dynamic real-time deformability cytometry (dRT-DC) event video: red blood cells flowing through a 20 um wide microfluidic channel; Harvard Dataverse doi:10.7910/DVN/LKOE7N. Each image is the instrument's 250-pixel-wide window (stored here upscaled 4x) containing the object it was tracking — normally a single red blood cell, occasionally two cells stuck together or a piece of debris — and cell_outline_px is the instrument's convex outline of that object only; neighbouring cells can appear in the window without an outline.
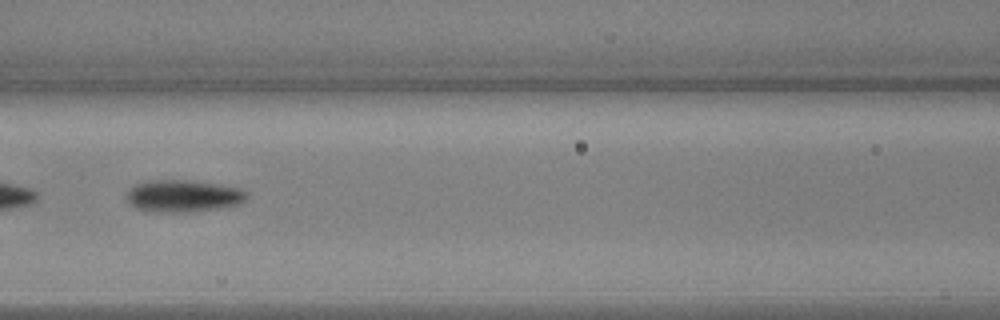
{"species": "common noctule bat (a hibernating species)", "species_latin": "Nyctalus noctula", "temperature_condition": "warm", "stored_images_in_passage": 54, "camera_frame_rate_fps": 3000, "um_per_image_px": 0.085, "animal": {"sex": "male", "body_mass_g": 17.9, "forearm_length_mm": 54.2}, "frame": {"image": 1, "passage_image": 23, "time_ms": 7.333, "image_size_px": [1000, 320], "cell_outline_px": [[248, 196], [240, 204], [224, 208], [192, 212], [144, 212], [136, 208], [124, 196], [136, 184], [152, 180], [184, 180], [216, 184], [240, 188], [248, 192]], "centroid_in_image_um": [15.59, 16.68], "position_along_channel_um": 151.0, "area_um2": 22.66}}
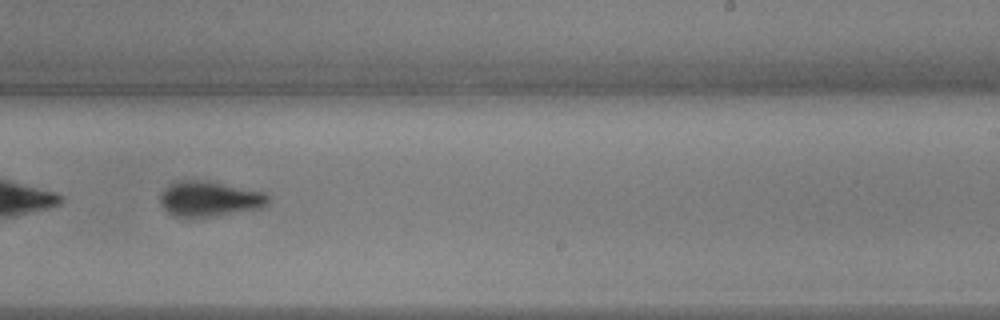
{"frame": {"image": 2, "passage_image": 33, "time_ms": 10.667, "image_size_px": [1000, 320], "cell_outline_px": [[268, 204], [260, 208], [216, 216], [176, 216], [168, 212], [160, 204], [160, 196], [164, 188], [180, 180], [196, 180], [220, 184], [264, 192], [268, 196]], "centroid_in_image_um": [17.79, 16.91], "position_along_channel_um": 271.2, "area_um2": 21.56}}
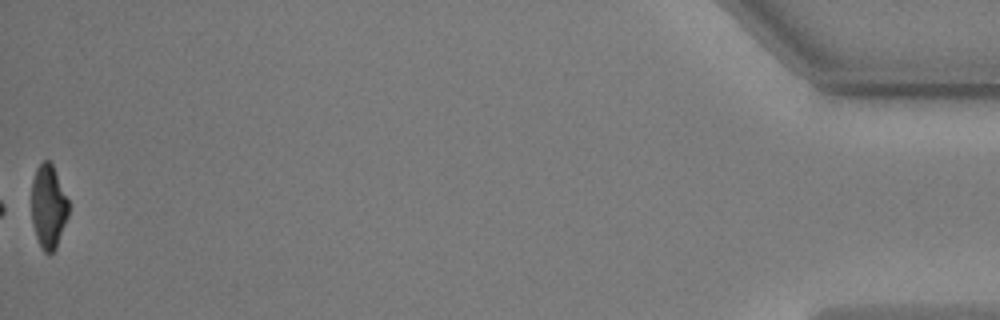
{"frame": {"image": 3, "passage_image": 54, "time_ms": 17.667, "image_size_px": [1000, 320], "cell_outline_px": [[68, 216], [56, 248], [48, 256], [40, 248], [32, 224], [32, 180], [36, 168], [44, 160], [48, 160], [52, 164], [68, 200]], "centroid_in_image_um": [4.1, 17.6], "position_along_channel_um": 431.1, "area_um2": 18.03}, "authors_computed_cell_mechanics": {"area_um2": 21.9351, "velocity_mm_per_s": 3.6176, "shape_relaxation_time_tau1_ms": 3.4607, "shape_relaxation_time_tau2_ms": 2.8948, "deformation_change_tau1": 0.1477, "deformation_change_tau2": 0.0733}}